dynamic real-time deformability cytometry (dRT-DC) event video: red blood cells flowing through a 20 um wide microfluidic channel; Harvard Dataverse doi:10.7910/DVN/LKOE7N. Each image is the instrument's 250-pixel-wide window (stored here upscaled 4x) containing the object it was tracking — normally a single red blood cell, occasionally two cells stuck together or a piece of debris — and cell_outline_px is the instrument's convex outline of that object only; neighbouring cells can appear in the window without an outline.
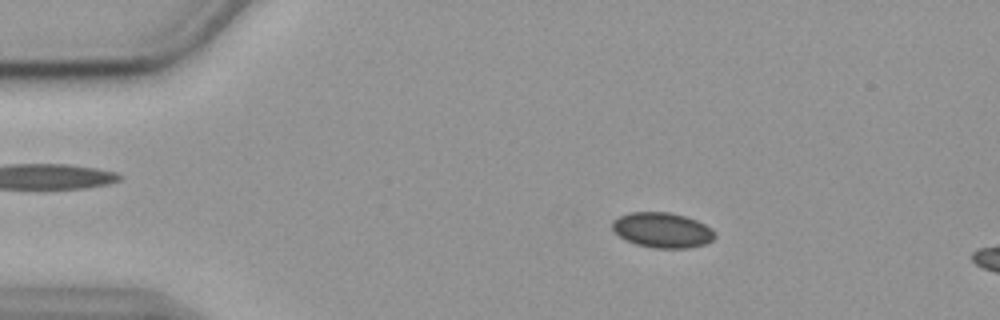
{"species": "common noctule bat (a hibernating species)", "species_latin": "Nyctalus noctula", "temperature_condition": "cold", "stored_images_in_passage": 56, "camera_frame_rate_fps": 3000, "um_per_image_px": 0.085, "animal": {"sex": "female", "body_mass_g": 19.9}, "frame": {"image": 1, "passage_image": 9, "time_ms": 2.667, "image_size_px": [1000, 320], "cell_outline_px": [[716, 236], [712, 240], [704, 244], [688, 248], [652, 248], [636, 244], [624, 240], [612, 232], [612, 220], [620, 216], [632, 212], [668, 212], [684, 216], [696, 220], [712, 228], [716, 232]], "centroid_in_image_um": [56.27, 19.57], "position_along_channel_um": 28.7, "area_um2": 21.21}}
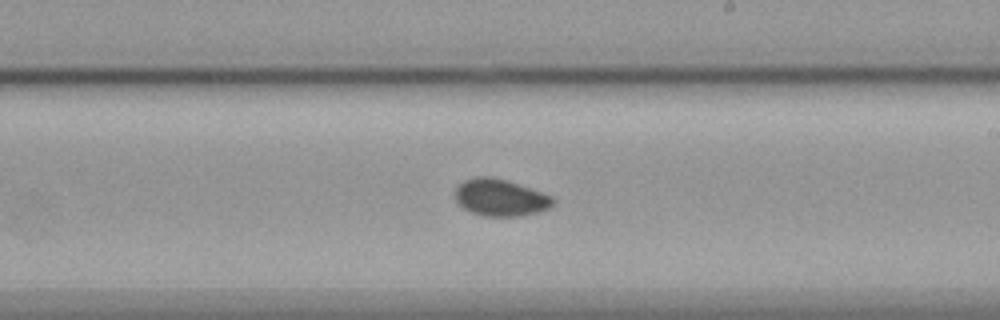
{"frame": {"image": 2, "passage_image": 32, "time_ms": 10.333, "image_size_px": [1000, 320], "cell_outline_px": [[556, 200], [548, 208], [540, 212], [520, 216], [484, 216], [468, 212], [456, 200], [456, 188], [464, 180], [476, 176], [488, 176], [504, 180], [552, 196]], "centroid_in_image_um": [42.52, 16.81], "position_along_channel_um": 246.5, "area_um2": 20.81}}
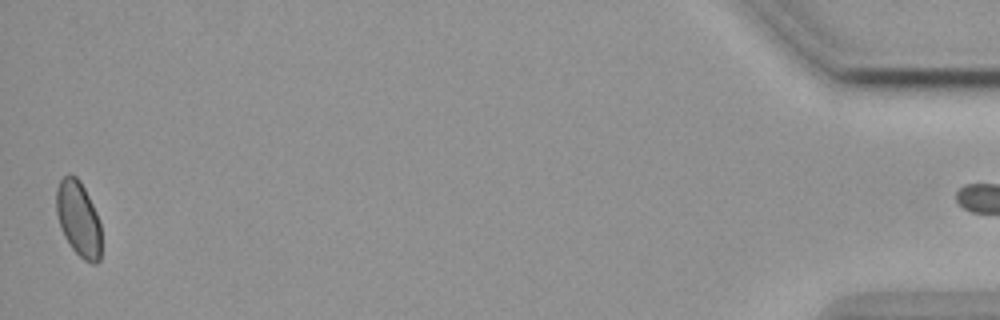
{"frame": {"image": 3, "passage_image": 55, "time_ms": 18.0, "image_size_px": [1000, 320], "cell_outline_px": [[100, 260], [96, 264], [92, 264], [84, 260], [72, 248], [64, 236], [60, 228], [56, 212], [56, 188], [60, 180], [68, 172], [76, 176], [80, 180], [100, 220]], "centroid_in_image_um": [6.65, 18.58], "position_along_channel_um": 428.5, "area_um2": 19.83}}